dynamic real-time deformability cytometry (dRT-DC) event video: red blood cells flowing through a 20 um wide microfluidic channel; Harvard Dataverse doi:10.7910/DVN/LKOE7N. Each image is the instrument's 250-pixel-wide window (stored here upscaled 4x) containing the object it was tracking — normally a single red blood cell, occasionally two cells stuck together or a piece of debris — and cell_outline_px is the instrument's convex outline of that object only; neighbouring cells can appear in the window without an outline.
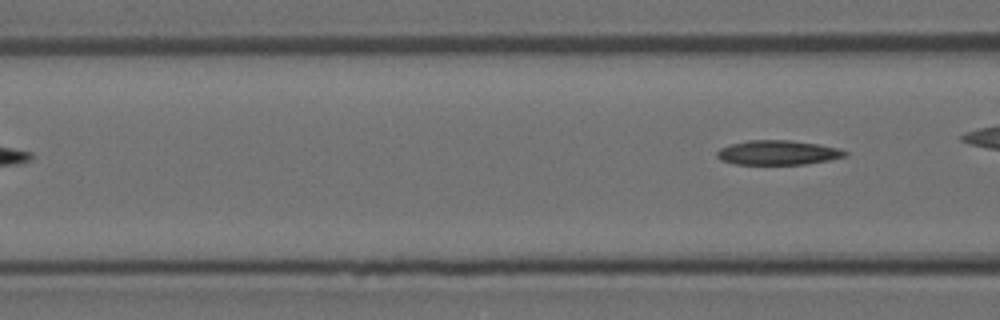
{"species": "Egyptian fruit bat (a non-hibernating species)", "species_latin": "Rousettus aegyptiacus", "temperature_condition": "room temperature", "stored_images_in_passage": 3, "camera_frame_rate_fps": 3000, "um_per_image_px": 0.085, "animal": {"sex": "female"}, "frame": {"image": 1, "passage_image": 3, "time_ms": 0.667, "image_size_px": [1000, 320], "cell_outline_px": [[848, 156], [828, 160], [804, 164], [736, 164], [720, 160], [716, 156], [716, 152], [720, 148], [732, 144], [748, 140], [792, 140], [820, 144], [840, 148], [848, 152]], "centroid_in_image_um": [66.14, 12.96], "position_along_channel_um": 100.5, "area_um2": 18.38}}